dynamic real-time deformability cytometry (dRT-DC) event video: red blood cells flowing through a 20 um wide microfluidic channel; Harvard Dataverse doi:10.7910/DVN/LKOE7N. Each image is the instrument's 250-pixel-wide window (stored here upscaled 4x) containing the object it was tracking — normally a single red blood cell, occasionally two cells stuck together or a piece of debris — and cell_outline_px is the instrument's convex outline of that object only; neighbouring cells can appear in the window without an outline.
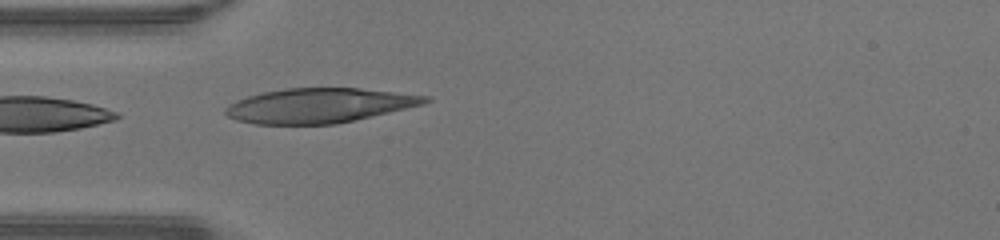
{"species": "human", "species_latin": "Homo sapiens", "temperature_condition": "warm", "stored_images_in_passage": 16, "camera_frame_rate_fps": 3000, "um_per_image_px": 0.085, "donor": {"sex": "male"}, "frame": {"image": 1, "passage_image": 1, "time_ms": 0.0, "image_size_px": [1000, 240], "cell_outline_px": [[432, 100], [424, 104], [356, 120], [336, 124], [256, 124], [236, 120], [228, 116], [224, 112], [224, 108], [228, 104], [236, 100], [248, 96], [264, 92], [288, 88], [360, 88], [428, 96]], "centroid_in_image_um": [27.12, 8.97], "position_along_channel_um": 57.9, "area_um2": 40.23}}
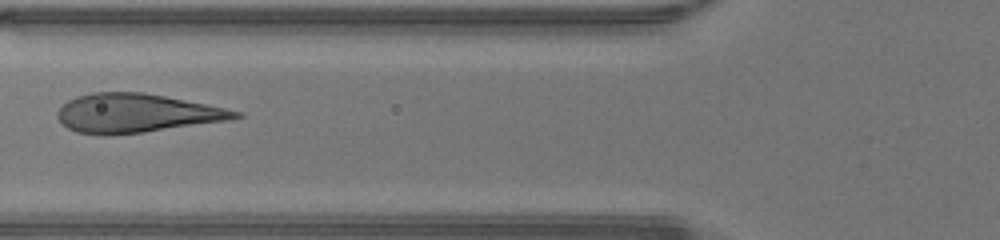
{"frame": {"image": 2, "passage_image": 5, "time_ms": 1.333, "image_size_px": [1000, 240], "cell_outline_px": [[244, 116], [228, 120], [144, 132], [108, 136], [100, 136], [76, 132], [68, 128], [56, 116], [56, 112], [68, 100], [76, 96], [92, 92], [144, 92], [244, 112]], "centroid_in_image_um": [11.55, 9.63], "position_along_channel_um": 114.3, "area_um2": 40.17}}